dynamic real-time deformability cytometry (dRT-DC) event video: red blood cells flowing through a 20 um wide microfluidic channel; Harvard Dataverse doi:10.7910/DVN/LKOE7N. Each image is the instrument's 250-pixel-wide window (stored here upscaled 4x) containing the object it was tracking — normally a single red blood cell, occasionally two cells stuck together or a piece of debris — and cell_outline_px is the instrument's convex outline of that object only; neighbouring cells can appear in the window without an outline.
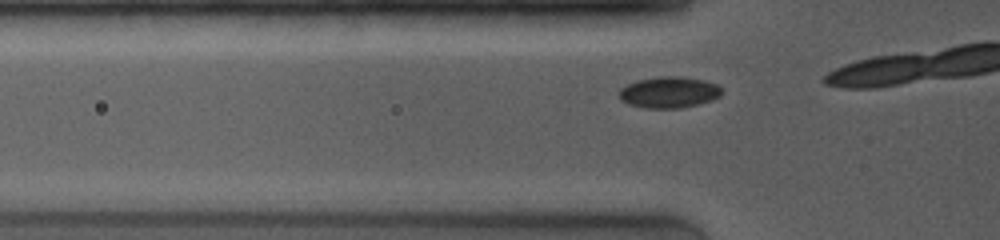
{"species": "common noctule bat (a hibernating species)", "species_latin": "Nyctalus noctula", "temperature_condition": "room temperature", "stored_images_in_passage": 5, "camera_frame_rate_fps": 4000, "um_per_image_px": 0.085, "animal": {"sex": "female", "body_mass_g": 19.0, "forearm_length_mm": 53.3}, "frame": {"image": 1, "passage_image": 2, "time_ms": 0.25, "image_size_px": [1000, 240], "cell_outline_px": [[724, 92], [720, 96], [712, 100], [680, 108], [644, 108], [628, 104], [620, 100], [620, 88], [636, 80], [660, 76], [680, 76], [704, 80], [716, 84]], "centroid_in_image_um": [56.86, 7.84], "position_along_channel_um": 68.9, "area_um2": 18.73}}